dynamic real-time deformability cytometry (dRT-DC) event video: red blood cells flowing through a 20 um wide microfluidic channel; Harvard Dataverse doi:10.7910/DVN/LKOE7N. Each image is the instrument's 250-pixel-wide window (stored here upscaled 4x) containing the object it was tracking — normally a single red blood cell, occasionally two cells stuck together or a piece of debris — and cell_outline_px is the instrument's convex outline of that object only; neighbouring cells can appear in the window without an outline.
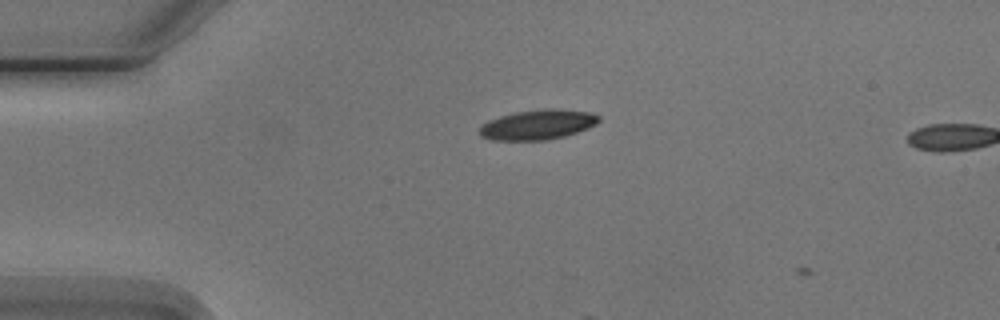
{"species": "Egyptian fruit bat (a non-hibernating species)", "species_latin": "Rousettus aegyptiacus", "temperature_condition": "cold", "stored_images_in_passage": 4, "camera_frame_rate_fps": 3000, "um_per_image_px": 0.085, "animal": {"sex": "male"}, "frame": {"image": 1, "passage_image": 2, "time_ms": 1.333, "image_size_px": [1000, 320], "cell_outline_px": [[600, 120], [596, 124], [588, 128], [564, 136], [544, 140], [492, 140], [480, 136], [480, 124], [488, 120], [500, 116], [516, 112], [544, 108], [556, 108], [592, 112], [600, 116]], "centroid_in_image_um": [45.71, 10.58], "position_along_channel_um": 39.3, "area_um2": 20.92}}